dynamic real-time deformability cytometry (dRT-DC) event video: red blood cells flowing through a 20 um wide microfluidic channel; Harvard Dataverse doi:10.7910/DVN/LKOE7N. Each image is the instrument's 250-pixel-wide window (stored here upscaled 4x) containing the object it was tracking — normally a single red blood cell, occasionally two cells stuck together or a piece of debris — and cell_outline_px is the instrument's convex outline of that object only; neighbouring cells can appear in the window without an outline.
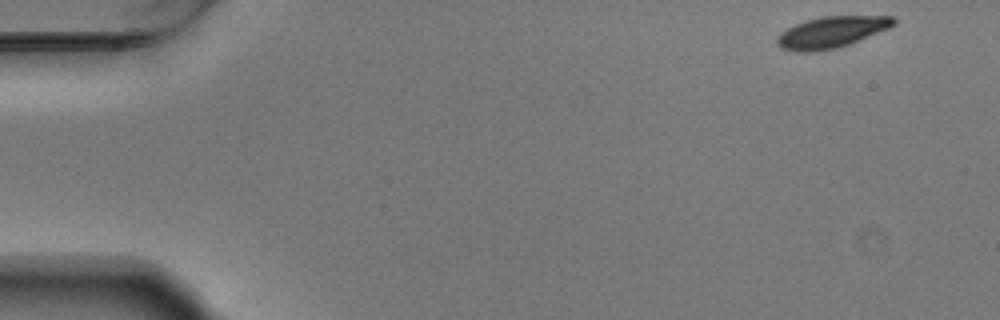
{"species": "Egyptian fruit bat (a non-hibernating species)", "species_latin": "Rousettus aegyptiacus", "temperature_condition": "warm", "stored_images_in_passage": 52, "camera_frame_rate_fps": 3000, "um_per_image_px": 0.085, "animal": {"sex": "male"}, "frame": {"image": 1, "passage_image": 1, "time_ms": 0.0, "image_size_px": [1000, 320], "cell_outline_px": [[896, 24], [888, 28], [848, 44], [836, 48], [812, 52], [796, 52], [780, 48], [776, 44], [776, 40], [780, 32], [804, 20], [820, 16], [896, 16]], "centroid_in_image_um": [70.64, 2.73], "position_along_channel_um": 14.4, "area_um2": 21.27}}
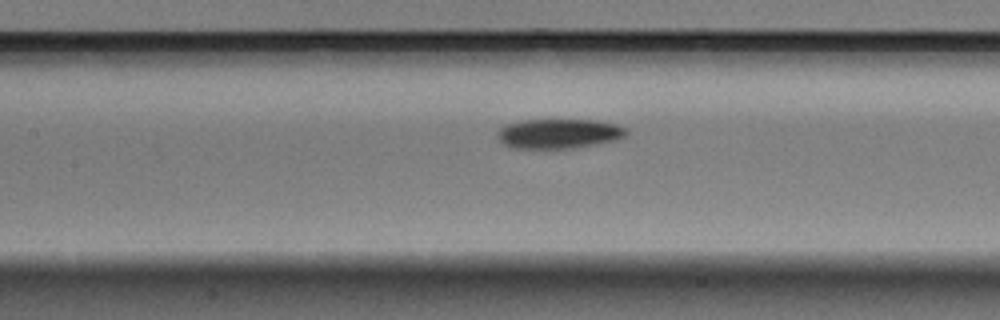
{"frame": {"image": 2, "passage_image": 23, "time_ms": 7.333, "image_size_px": [1000, 320], "cell_outline_px": [[628, 132], [624, 136], [612, 140], [572, 148], [512, 148], [504, 144], [496, 136], [496, 132], [500, 128], [508, 124], [524, 120], [596, 120], [616, 124], [628, 128]], "centroid_in_image_um": [47.47, 11.35], "position_along_channel_um": 159.9, "area_um2": 22.02}}
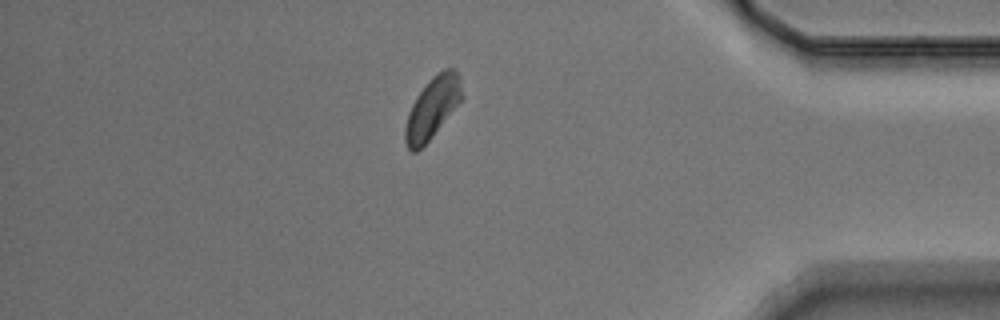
{"frame": {"image": 3, "passage_image": 45, "time_ms": 14.667, "image_size_px": [1000, 320], "cell_outline_px": [[460, 100], [432, 136], [416, 152], [412, 152], [408, 148], [404, 140], [404, 128], [408, 112], [416, 96], [428, 80], [436, 72], [444, 68], [456, 68], [460, 76]], "centroid_in_image_um": [36.7, 9.13], "position_along_channel_um": 398.5, "area_um2": 19.88}, "authors_computed_cell_mechanics": {"area_um2": 21.5016, "velocity_mm_per_s": 3.6769, "shape_relaxation_time_tau1_ms": 3.1917, "shape_relaxation_time_tau2_ms": null, "deformation_change_tau1": 0.1014, "deformation_change_tau2": null}}